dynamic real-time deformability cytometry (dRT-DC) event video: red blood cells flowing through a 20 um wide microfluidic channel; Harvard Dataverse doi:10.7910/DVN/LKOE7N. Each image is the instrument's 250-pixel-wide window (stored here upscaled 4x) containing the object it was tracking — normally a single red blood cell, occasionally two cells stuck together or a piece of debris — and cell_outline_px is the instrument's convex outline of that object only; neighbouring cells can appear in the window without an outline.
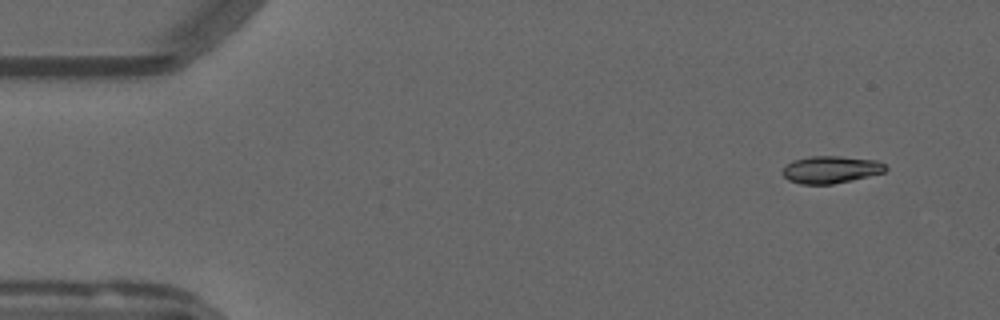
{"species": "common noctule bat (a hibernating species)", "species_latin": "Nyctalus noctula", "temperature_condition": "warm", "stored_images_in_passage": 54, "camera_frame_rate_fps": 3000, "um_per_image_px": 0.085, "animal": {"sex": "male", "forearm_length_mm": 52.5}, "frame": {"image": 1, "passage_image": 4, "time_ms": 1.0, "image_size_px": [1000, 320], "cell_outline_px": [[888, 168], [884, 172], [852, 180], [832, 184], [800, 184], [788, 180], [780, 172], [792, 160], [808, 156], [840, 156], [876, 160], [884, 164]], "centroid_in_image_um": [70.59, 14.41], "position_along_channel_um": 14.4, "area_um2": 16.42}}
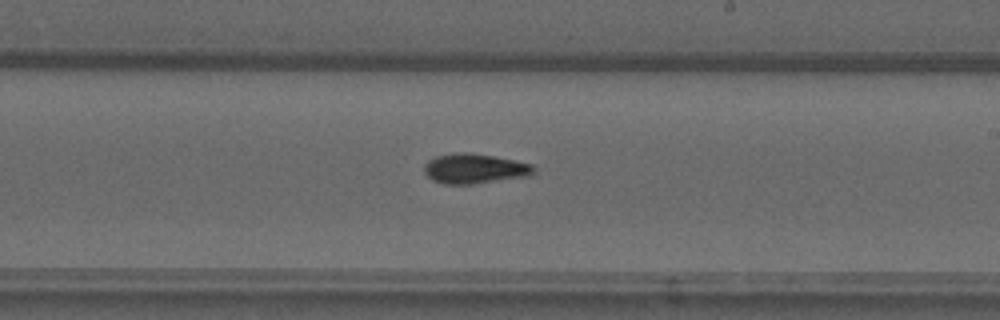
{"frame": {"image": 2, "passage_image": 31, "time_ms": 10.0, "image_size_px": [1000, 320], "cell_outline_px": [[536, 172], [532, 176], [472, 184], [444, 184], [432, 180], [424, 172], [424, 164], [428, 160], [436, 156], [456, 152], [464, 152], [492, 156], [532, 164], [536, 168]], "centroid_in_image_um": [40.35, 14.34], "position_along_channel_um": 248.6, "area_um2": 19.19}}
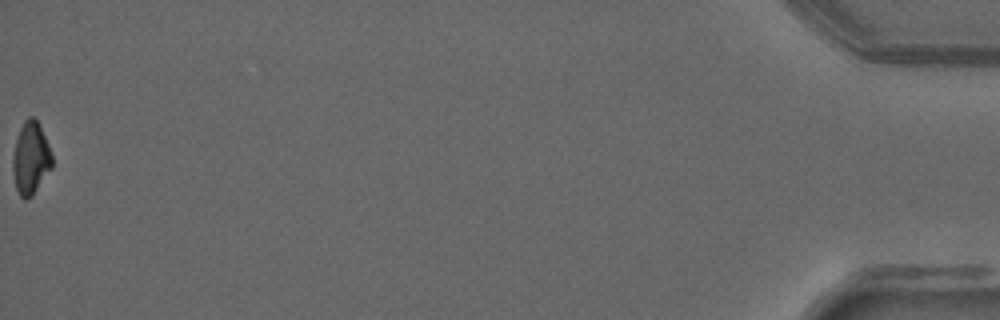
{"frame": {"image": 3, "passage_image": 54, "time_ms": 17.667, "image_size_px": [1000, 320], "cell_outline_px": [[52, 168], [32, 196], [24, 200], [20, 196], [16, 188], [12, 172], [12, 156], [16, 140], [20, 128], [24, 120], [28, 116], [32, 116], [36, 120], [48, 144], [52, 156]], "centroid_in_image_um": [2.59, 13.47], "position_along_channel_um": 432.6, "area_um2": 16.53}, "authors_computed_cell_mechanics": {"area_um2": 17.4267, "velocity_mm_per_s": 3.7879, "shape_relaxation_time_tau1_ms": 10.8791, "shape_relaxation_time_tau2_ms": 4.8534, "deformation_change_tau1": 0.2625, "deformation_change_tau2": 0.0912}}